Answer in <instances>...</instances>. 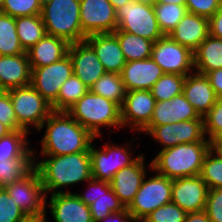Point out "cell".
I'll list each match as a JSON object with an SVG mask.
<instances>
[{
    "label": "cell",
    "instance_id": "cell-1",
    "mask_svg": "<svg viewBox=\"0 0 222 222\" xmlns=\"http://www.w3.org/2000/svg\"><path fill=\"white\" fill-rule=\"evenodd\" d=\"M46 126L41 139L42 155H68L89 151L96 137L66 111H53L39 129Z\"/></svg>",
    "mask_w": 222,
    "mask_h": 222
},
{
    "label": "cell",
    "instance_id": "cell-2",
    "mask_svg": "<svg viewBox=\"0 0 222 222\" xmlns=\"http://www.w3.org/2000/svg\"><path fill=\"white\" fill-rule=\"evenodd\" d=\"M48 159L34 161V167L40 174L44 193L48 196L56 193H70L59 188L92 179L91 156L89 151L68 155H42ZM58 189V190H57Z\"/></svg>",
    "mask_w": 222,
    "mask_h": 222
},
{
    "label": "cell",
    "instance_id": "cell-3",
    "mask_svg": "<svg viewBox=\"0 0 222 222\" xmlns=\"http://www.w3.org/2000/svg\"><path fill=\"white\" fill-rule=\"evenodd\" d=\"M210 142H194L160 150L149 168L171 180L200 175Z\"/></svg>",
    "mask_w": 222,
    "mask_h": 222
},
{
    "label": "cell",
    "instance_id": "cell-4",
    "mask_svg": "<svg viewBox=\"0 0 222 222\" xmlns=\"http://www.w3.org/2000/svg\"><path fill=\"white\" fill-rule=\"evenodd\" d=\"M66 112L96 138L101 137V126L122 127L121 107L90 90Z\"/></svg>",
    "mask_w": 222,
    "mask_h": 222
},
{
    "label": "cell",
    "instance_id": "cell-5",
    "mask_svg": "<svg viewBox=\"0 0 222 222\" xmlns=\"http://www.w3.org/2000/svg\"><path fill=\"white\" fill-rule=\"evenodd\" d=\"M41 18L48 35L69 44L85 41L80 21V0H43Z\"/></svg>",
    "mask_w": 222,
    "mask_h": 222
},
{
    "label": "cell",
    "instance_id": "cell-6",
    "mask_svg": "<svg viewBox=\"0 0 222 222\" xmlns=\"http://www.w3.org/2000/svg\"><path fill=\"white\" fill-rule=\"evenodd\" d=\"M15 112L17 126L30 133V126L39 131L53 112L50 105L31 85L7 90Z\"/></svg>",
    "mask_w": 222,
    "mask_h": 222
},
{
    "label": "cell",
    "instance_id": "cell-7",
    "mask_svg": "<svg viewBox=\"0 0 222 222\" xmlns=\"http://www.w3.org/2000/svg\"><path fill=\"white\" fill-rule=\"evenodd\" d=\"M117 29L153 42L163 37L153 6L131 1L116 10Z\"/></svg>",
    "mask_w": 222,
    "mask_h": 222
},
{
    "label": "cell",
    "instance_id": "cell-8",
    "mask_svg": "<svg viewBox=\"0 0 222 222\" xmlns=\"http://www.w3.org/2000/svg\"><path fill=\"white\" fill-rule=\"evenodd\" d=\"M146 179L145 176L134 200L127 208L135 222H141L158 207L172 200V180L170 178L156 172V175Z\"/></svg>",
    "mask_w": 222,
    "mask_h": 222
},
{
    "label": "cell",
    "instance_id": "cell-9",
    "mask_svg": "<svg viewBox=\"0 0 222 222\" xmlns=\"http://www.w3.org/2000/svg\"><path fill=\"white\" fill-rule=\"evenodd\" d=\"M69 54L61 60L31 71L30 85L57 111V98L62 84L73 75Z\"/></svg>",
    "mask_w": 222,
    "mask_h": 222
},
{
    "label": "cell",
    "instance_id": "cell-10",
    "mask_svg": "<svg viewBox=\"0 0 222 222\" xmlns=\"http://www.w3.org/2000/svg\"><path fill=\"white\" fill-rule=\"evenodd\" d=\"M27 217L46 213V195L39 172L34 167L22 179L3 187Z\"/></svg>",
    "mask_w": 222,
    "mask_h": 222
},
{
    "label": "cell",
    "instance_id": "cell-11",
    "mask_svg": "<svg viewBox=\"0 0 222 222\" xmlns=\"http://www.w3.org/2000/svg\"><path fill=\"white\" fill-rule=\"evenodd\" d=\"M141 132L160 142L162 149L180 144L210 142L204 133V117L160 126H146Z\"/></svg>",
    "mask_w": 222,
    "mask_h": 222
},
{
    "label": "cell",
    "instance_id": "cell-12",
    "mask_svg": "<svg viewBox=\"0 0 222 222\" xmlns=\"http://www.w3.org/2000/svg\"><path fill=\"white\" fill-rule=\"evenodd\" d=\"M151 58L164 73L187 76L194 69L193 52L178 44L169 35H164L153 42Z\"/></svg>",
    "mask_w": 222,
    "mask_h": 222
},
{
    "label": "cell",
    "instance_id": "cell-13",
    "mask_svg": "<svg viewBox=\"0 0 222 222\" xmlns=\"http://www.w3.org/2000/svg\"><path fill=\"white\" fill-rule=\"evenodd\" d=\"M129 147V148H128ZM130 145L121 147L117 145H104L98 150L91 144L89 152L91 156L92 178L96 180L111 182L114 174L124 167L133 164L136 158L131 157Z\"/></svg>",
    "mask_w": 222,
    "mask_h": 222
},
{
    "label": "cell",
    "instance_id": "cell-14",
    "mask_svg": "<svg viewBox=\"0 0 222 222\" xmlns=\"http://www.w3.org/2000/svg\"><path fill=\"white\" fill-rule=\"evenodd\" d=\"M82 33H113L117 29L116 10L109 0H80Z\"/></svg>",
    "mask_w": 222,
    "mask_h": 222
},
{
    "label": "cell",
    "instance_id": "cell-15",
    "mask_svg": "<svg viewBox=\"0 0 222 222\" xmlns=\"http://www.w3.org/2000/svg\"><path fill=\"white\" fill-rule=\"evenodd\" d=\"M87 193L77 194L78 198L90 207V212L94 222H99L114 212L125 209L119 198L111 188V184L106 181L91 179L87 181ZM91 190V191H90ZM88 191L90 192L88 193Z\"/></svg>",
    "mask_w": 222,
    "mask_h": 222
},
{
    "label": "cell",
    "instance_id": "cell-16",
    "mask_svg": "<svg viewBox=\"0 0 222 222\" xmlns=\"http://www.w3.org/2000/svg\"><path fill=\"white\" fill-rule=\"evenodd\" d=\"M155 102V98L149 90L126 92L121 106L122 127L130 124L132 130L142 131L151 121Z\"/></svg>",
    "mask_w": 222,
    "mask_h": 222
},
{
    "label": "cell",
    "instance_id": "cell-17",
    "mask_svg": "<svg viewBox=\"0 0 222 222\" xmlns=\"http://www.w3.org/2000/svg\"><path fill=\"white\" fill-rule=\"evenodd\" d=\"M208 187L200 175L172 180V202L187 213L203 211Z\"/></svg>",
    "mask_w": 222,
    "mask_h": 222
},
{
    "label": "cell",
    "instance_id": "cell-18",
    "mask_svg": "<svg viewBox=\"0 0 222 222\" xmlns=\"http://www.w3.org/2000/svg\"><path fill=\"white\" fill-rule=\"evenodd\" d=\"M68 54L73 63V73L90 90L93 84L106 73L93 48L86 42L69 44Z\"/></svg>",
    "mask_w": 222,
    "mask_h": 222
},
{
    "label": "cell",
    "instance_id": "cell-19",
    "mask_svg": "<svg viewBox=\"0 0 222 222\" xmlns=\"http://www.w3.org/2000/svg\"><path fill=\"white\" fill-rule=\"evenodd\" d=\"M145 170L144 154H139L133 164L114 174L110 182L111 188L125 208L130 206L135 194L139 191L147 173Z\"/></svg>",
    "mask_w": 222,
    "mask_h": 222
},
{
    "label": "cell",
    "instance_id": "cell-20",
    "mask_svg": "<svg viewBox=\"0 0 222 222\" xmlns=\"http://www.w3.org/2000/svg\"><path fill=\"white\" fill-rule=\"evenodd\" d=\"M164 74L160 66L150 57L126 62L121 72L126 92L131 90H151Z\"/></svg>",
    "mask_w": 222,
    "mask_h": 222
},
{
    "label": "cell",
    "instance_id": "cell-21",
    "mask_svg": "<svg viewBox=\"0 0 222 222\" xmlns=\"http://www.w3.org/2000/svg\"><path fill=\"white\" fill-rule=\"evenodd\" d=\"M49 209L55 222H94L90 207L72 192L51 194Z\"/></svg>",
    "mask_w": 222,
    "mask_h": 222
},
{
    "label": "cell",
    "instance_id": "cell-22",
    "mask_svg": "<svg viewBox=\"0 0 222 222\" xmlns=\"http://www.w3.org/2000/svg\"><path fill=\"white\" fill-rule=\"evenodd\" d=\"M85 41L93 48L106 72L121 74L126 60L113 33L92 34Z\"/></svg>",
    "mask_w": 222,
    "mask_h": 222
},
{
    "label": "cell",
    "instance_id": "cell-23",
    "mask_svg": "<svg viewBox=\"0 0 222 222\" xmlns=\"http://www.w3.org/2000/svg\"><path fill=\"white\" fill-rule=\"evenodd\" d=\"M182 94L201 117L209 112L218 99L208 78L195 70L186 76Z\"/></svg>",
    "mask_w": 222,
    "mask_h": 222
},
{
    "label": "cell",
    "instance_id": "cell-24",
    "mask_svg": "<svg viewBox=\"0 0 222 222\" xmlns=\"http://www.w3.org/2000/svg\"><path fill=\"white\" fill-rule=\"evenodd\" d=\"M31 71L27 53L0 55V88L7 91L30 85Z\"/></svg>",
    "mask_w": 222,
    "mask_h": 222
},
{
    "label": "cell",
    "instance_id": "cell-25",
    "mask_svg": "<svg viewBox=\"0 0 222 222\" xmlns=\"http://www.w3.org/2000/svg\"><path fill=\"white\" fill-rule=\"evenodd\" d=\"M169 36L194 52L209 36V19L187 12Z\"/></svg>",
    "mask_w": 222,
    "mask_h": 222
},
{
    "label": "cell",
    "instance_id": "cell-26",
    "mask_svg": "<svg viewBox=\"0 0 222 222\" xmlns=\"http://www.w3.org/2000/svg\"><path fill=\"white\" fill-rule=\"evenodd\" d=\"M200 116L183 94L171 100L155 102L153 116L147 126H160L198 119Z\"/></svg>",
    "mask_w": 222,
    "mask_h": 222
},
{
    "label": "cell",
    "instance_id": "cell-27",
    "mask_svg": "<svg viewBox=\"0 0 222 222\" xmlns=\"http://www.w3.org/2000/svg\"><path fill=\"white\" fill-rule=\"evenodd\" d=\"M69 43L60 37L46 34L28 49L27 55L31 69L50 65L68 54Z\"/></svg>",
    "mask_w": 222,
    "mask_h": 222
},
{
    "label": "cell",
    "instance_id": "cell-28",
    "mask_svg": "<svg viewBox=\"0 0 222 222\" xmlns=\"http://www.w3.org/2000/svg\"><path fill=\"white\" fill-rule=\"evenodd\" d=\"M197 73H206L222 68V39L209 35L193 52Z\"/></svg>",
    "mask_w": 222,
    "mask_h": 222
},
{
    "label": "cell",
    "instance_id": "cell-29",
    "mask_svg": "<svg viewBox=\"0 0 222 222\" xmlns=\"http://www.w3.org/2000/svg\"><path fill=\"white\" fill-rule=\"evenodd\" d=\"M113 34L118 38L126 62L151 57L153 41L120 30H115Z\"/></svg>",
    "mask_w": 222,
    "mask_h": 222
},
{
    "label": "cell",
    "instance_id": "cell-30",
    "mask_svg": "<svg viewBox=\"0 0 222 222\" xmlns=\"http://www.w3.org/2000/svg\"><path fill=\"white\" fill-rule=\"evenodd\" d=\"M15 24L20 44L25 51L47 34L40 14L17 17Z\"/></svg>",
    "mask_w": 222,
    "mask_h": 222
},
{
    "label": "cell",
    "instance_id": "cell-31",
    "mask_svg": "<svg viewBox=\"0 0 222 222\" xmlns=\"http://www.w3.org/2000/svg\"><path fill=\"white\" fill-rule=\"evenodd\" d=\"M28 132L25 130L11 131L0 139V162L16 158H34V151L27 146Z\"/></svg>",
    "mask_w": 222,
    "mask_h": 222
},
{
    "label": "cell",
    "instance_id": "cell-32",
    "mask_svg": "<svg viewBox=\"0 0 222 222\" xmlns=\"http://www.w3.org/2000/svg\"><path fill=\"white\" fill-rule=\"evenodd\" d=\"M94 94L110 99L122 106L126 89L122 82L121 74L106 72L90 88Z\"/></svg>",
    "mask_w": 222,
    "mask_h": 222
},
{
    "label": "cell",
    "instance_id": "cell-33",
    "mask_svg": "<svg viewBox=\"0 0 222 222\" xmlns=\"http://www.w3.org/2000/svg\"><path fill=\"white\" fill-rule=\"evenodd\" d=\"M27 53L20 44L15 18L0 11V55Z\"/></svg>",
    "mask_w": 222,
    "mask_h": 222
},
{
    "label": "cell",
    "instance_id": "cell-34",
    "mask_svg": "<svg viewBox=\"0 0 222 222\" xmlns=\"http://www.w3.org/2000/svg\"><path fill=\"white\" fill-rule=\"evenodd\" d=\"M34 158H16L0 162V188L10 185L25 177L33 168Z\"/></svg>",
    "mask_w": 222,
    "mask_h": 222
},
{
    "label": "cell",
    "instance_id": "cell-35",
    "mask_svg": "<svg viewBox=\"0 0 222 222\" xmlns=\"http://www.w3.org/2000/svg\"><path fill=\"white\" fill-rule=\"evenodd\" d=\"M153 8L163 35H169L188 12L186 5L173 3L155 4Z\"/></svg>",
    "mask_w": 222,
    "mask_h": 222
},
{
    "label": "cell",
    "instance_id": "cell-36",
    "mask_svg": "<svg viewBox=\"0 0 222 222\" xmlns=\"http://www.w3.org/2000/svg\"><path fill=\"white\" fill-rule=\"evenodd\" d=\"M185 78L184 75L164 73L150 90L155 101L171 100L182 94Z\"/></svg>",
    "mask_w": 222,
    "mask_h": 222
},
{
    "label": "cell",
    "instance_id": "cell-37",
    "mask_svg": "<svg viewBox=\"0 0 222 222\" xmlns=\"http://www.w3.org/2000/svg\"><path fill=\"white\" fill-rule=\"evenodd\" d=\"M88 91L85 84L73 74L61 86L57 98V111H67Z\"/></svg>",
    "mask_w": 222,
    "mask_h": 222
},
{
    "label": "cell",
    "instance_id": "cell-38",
    "mask_svg": "<svg viewBox=\"0 0 222 222\" xmlns=\"http://www.w3.org/2000/svg\"><path fill=\"white\" fill-rule=\"evenodd\" d=\"M200 176L209 190L222 188V155L210 149L204 158Z\"/></svg>",
    "mask_w": 222,
    "mask_h": 222
},
{
    "label": "cell",
    "instance_id": "cell-39",
    "mask_svg": "<svg viewBox=\"0 0 222 222\" xmlns=\"http://www.w3.org/2000/svg\"><path fill=\"white\" fill-rule=\"evenodd\" d=\"M43 0H4L0 7L2 13L13 18L41 14Z\"/></svg>",
    "mask_w": 222,
    "mask_h": 222
},
{
    "label": "cell",
    "instance_id": "cell-40",
    "mask_svg": "<svg viewBox=\"0 0 222 222\" xmlns=\"http://www.w3.org/2000/svg\"><path fill=\"white\" fill-rule=\"evenodd\" d=\"M186 216L187 212L171 201L158 207L141 222H185Z\"/></svg>",
    "mask_w": 222,
    "mask_h": 222
},
{
    "label": "cell",
    "instance_id": "cell-41",
    "mask_svg": "<svg viewBox=\"0 0 222 222\" xmlns=\"http://www.w3.org/2000/svg\"><path fill=\"white\" fill-rule=\"evenodd\" d=\"M4 188H0V222H22L27 216L14 203Z\"/></svg>",
    "mask_w": 222,
    "mask_h": 222
},
{
    "label": "cell",
    "instance_id": "cell-42",
    "mask_svg": "<svg viewBox=\"0 0 222 222\" xmlns=\"http://www.w3.org/2000/svg\"><path fill=\"white\" fill-rule=\"evenodd\" d=\"M222 131V99L218 98L213 107L204 116V133L210 141L217 133Z\"/></svg>",
    "mask_w": 222,
    "mask_h": 222
},
{
    "label": "cell",
    "instance_id": "cell-43",
    "mask_svg": "<svg viewBox=\"0 0 222 222\" xmlns=\"http://www.w3.org/2000/svg\"><path fill=\"white\" fill-rule=\"evenodd\" d=\"M204 211L211 222H222V188L208 190Z\"/></svg>",
    "mask_w": 222,
    "mask_h": 222
},
{
    "label": "cell",
    "instance_id": "cell-44",
    "mask_svg": "<svg viewBox=\"0 0 222 222\" xmlns=\"http://www.w3.org/2000/svg\"><path fill=\"white\" fill-rule=\"evenodd\" d=\"M221 0H187L186 8L189 13L210 18L221 6Z\"/></svg>",
    "mask_w": 222,
    "mask_h": 222
},
{
    "label": "cell",
    "instance_id": "cell-45",
    "mask_svg": "<svg viewBox=\"0 0 222 222\" xmlns=\"http://www.w3.org/2000/svg\"><path fill=\"white\" fill-rule=\"evenodd\" d=\"M0 122L11 131L20 130L8 91H2L0 94Z\"/></svg>",
    "mask_w": 222,
    "mask_h": 222
},
{
    "label": "cell",
    "instance_id": "cell-46",
    "mask_svg": "<svg viewBox=\"0 0 222 222\" xmlns=\"http://www.w3.org/2000/svg\"><path fill=\"white\" fill-rule=\"evenodd\" d=\"M209 35L222 39V4L214 15L209 18Z\"/></svg>",
    "mask_w": 222,
    "mask_h": 222
},
{
    "label": "cell",
    "instance_id": "cell-47",
    "mask_svg": "<svg viewBox=\"0 0 222 222\" xmlns=\"http://www.w3.org/2000/svg\"><path fill=\"white\" fill-rule=\"evenodd\" d=\"M216 96L222 99V68L205 74Z\"/></svg>",
    "mask_w": 222,
    "mask_h": 222
},
{
    "label": "cell",
    "instance_id": "cell-48",
    "mask_svg": "<svg viewBox=\"0 0 222 222\" xmlns=\"http://www.w3.org/2000/svg\"><path fill=\"white\" fill-rule=\"evenodd\" d=\"M135 222L134 218L130 214L127 208L120 212H114L105 217L103 220H100L99 222Z\"/></svg>",
    "mask_w": 222,
    "mask_h": 222
},
{
    "label": "cell",
    "instance_id": "cell-49",
    "mask_svg": "<svg viewBox=\"0 0 222 222\" xmlns=\"http://www.w3.org/2000/svg\"><path fill=\"white\" fill-rule=\"evenodd\" d=\"M185 222H211V221L208 218L206 212L203 210L199 212L187 213Z\"/></svg>",
    "mask_w": 222,
    "mask_h": 222
},
{
    "label": "cell",
    "instance_id": "cell-50",
    "mask_svg": "<svg viewBox=\"0 0 222 222\" xmlns=\"http://www.w3.org/2000/svg\"><path fill=\"white\" fill-rule=\"evenodd\" d=\"M210 149H212L217 154L222 155V131L217 133L210 140Z\"/></svg>",
    "mask_w": 222,
    "mask_h": 222
},
{
    "label": "cell",
    "instance_id": "cell-51",
    "mask_svg": "<svg viewBox=\"0 0 222 222\" xmlns=\"http://www.w3.org/2000/svg\"><path fill=\"white\" fill-rule=\"evenodd\" d=\"M22 222H48L46 220V213L41 216H29L26 217Z\"/></svg>",
    "mask_w": 222,
    "mask_h": 222
},
{
    "label": "cell",
    "instance_id": "cell-52",
    "mask_svg": "<svg viewBox=\"0 0 222 222\" xmlns=\"http://www.w3.org/2000/svg\"><path fill=\"white\" fill-rule=\"evenodd\" d=\"M187 0H156V4H177V5H186Z\"/></svg>",
    "mask_w": 222,
    "mask_h": 222
},
{
    "label": "cell",
    "instance_id": "cell-53",
    "mask_svg": "<svg viewBox=\"0 0 222 222\" xmlns=\"http://www.w3.org/2000/svg\"><path fill=\"white\" fill-rule=\"evenodd\" d=\"M114 7L115 10H117L119 7L125 5L128 2H131L132 0H109Z\"/></svg>",
    "mask_w": 222,
    "mask_h": 222
},
{
    "label": "cell",
    "instance_id": "cell-54",
    "mask_svg": "<svg viewBox=\"0 0 222 222\" xmlns=\"http://www.w3.org/2000/svg\"><path fill=\"white\" fill-rule=\"evenodd\" d=\"M11 130L4 124L0 122V139L3 138L5 135L10 133Z\"/></svg>",
    "mask_w": 222,
    "mask_h": 222
},
{
    "label": "cell",
    "instance_id": "cell-55",
    "mask_svg": "<svg viewBox=\"0 0 222 222\" xmlns=\"http://www.w3.org/2000/svg\"><path fill=\"white\" fill-rule=\"evenodd\" d=\"M135 2H139L144 5L154 6L156 4V0H133Z\"/></svg>",
    "mask_w": 222,
    "mask_h": 222
},
{
    "label": "cell",
    "instance_id": "cell-56",
    "mask_svg": "<svg viewBox=\"0 0 222 222\" xmlns=\"http://www.w3.org/2000/svg\"><path fill=\"white\" fill-rule=\"evenodd\" d=\"M3 2H4V0H0V7H1V5L3 4Z\"/></svg>",
    "mask_w": 222,
    "mask_h": 222
}]
</instances>
